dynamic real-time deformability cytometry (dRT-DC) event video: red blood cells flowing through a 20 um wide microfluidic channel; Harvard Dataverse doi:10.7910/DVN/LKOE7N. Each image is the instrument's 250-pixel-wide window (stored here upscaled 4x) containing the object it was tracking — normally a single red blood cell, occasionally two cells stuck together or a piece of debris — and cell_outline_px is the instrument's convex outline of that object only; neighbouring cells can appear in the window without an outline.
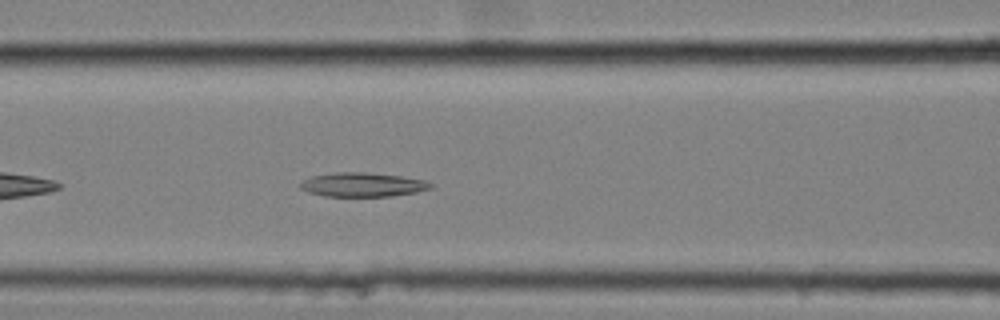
{"species": "common noctule bat (a hibernating species)", "species_latin": "Nyctalus noctula", "temperature_condition": "cold", "stored_images_in_passage": 41, "camera_frame_rate_fps": 3000, "um_per_image_px": 0.085, "animal": {"sex": "female", "body_mass_g": 25.1}, "frame": {"image": 1, "passage_image": 9, "time_ms": 2.667, "image_size_px": [1000, 320], "cell_outline_px": [[436, 184], [432, 188], [416, 192], [392, 196], [324, 196], [308, 192], [300, 188], [300, 184], [304, 180], [312, 176], [336, 172], [364, 172], [400, 176], [424, 180]], "centroid_in_image_um": [30.85, 15.7], "position_along_channel_um": 135.8, "area_um2": 18.26}}
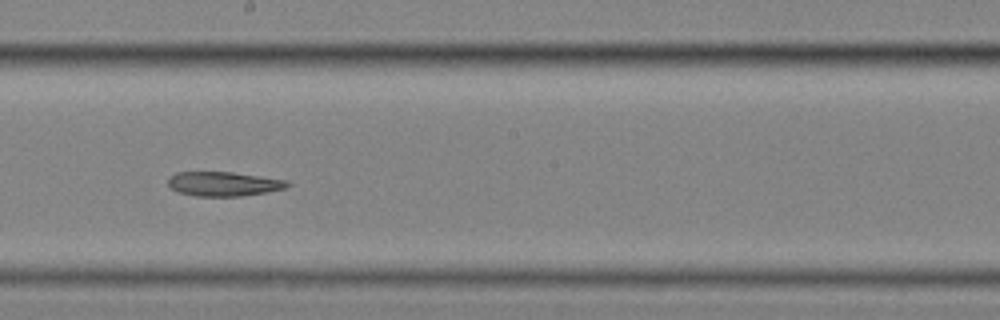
{"frame": {"image": 2, "passage_image": 17, "time_ms": 5.333, "image_size_px": [1000, 320], "cell_outline_px": [[292, 184], [288, 188], [268, 192], [240, 196], [196, 196], [180, 192], [172, 188], [168, 184], [168, 176], [176, 172], [232, 172], [288, 180]], "centroid_in_image_um": [19.06, 15.62], "position_along_channel_um": 229.1, "area_um2": 17.05}}
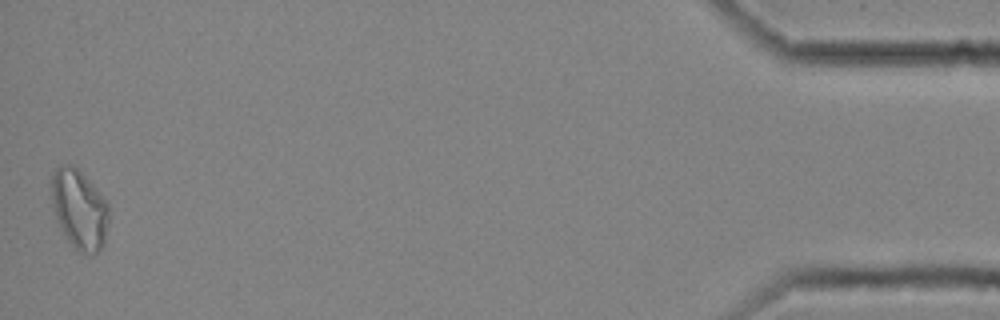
{"frame": {"image": 3, "passage_image": 41, "time_ms": 13.333, "image_size_px": [1000, 320], "cell_outline_px": [[108, 220], [104, 244], [92, 256], [80, 252], [68, 240], [60, 228], [52, 204], [52, 176], [56, 168], [60, 164], [72, 164], [92, 184], [108, 204]], "centroid_in_image_um": [6.74, 17.8], "position_along_channel_um": 428.5, "area_um2": 26.18}}